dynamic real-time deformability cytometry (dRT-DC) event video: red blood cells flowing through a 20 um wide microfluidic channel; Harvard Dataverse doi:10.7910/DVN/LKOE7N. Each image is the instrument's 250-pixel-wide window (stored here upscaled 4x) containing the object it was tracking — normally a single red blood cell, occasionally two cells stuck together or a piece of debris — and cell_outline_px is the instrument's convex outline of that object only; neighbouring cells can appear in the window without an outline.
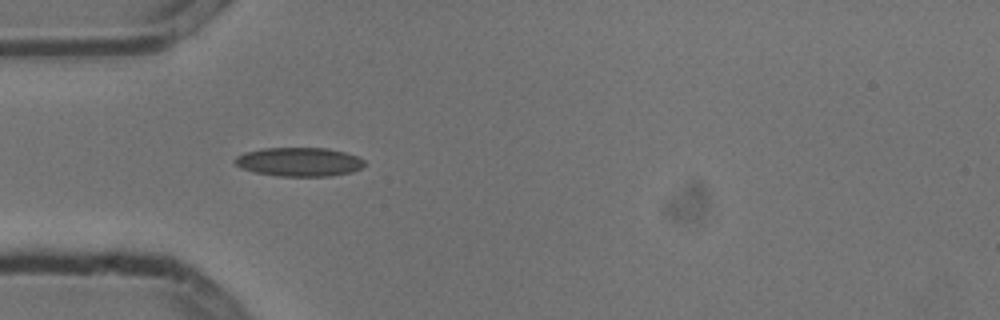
{"species": "common noctule bat (a hibernating species)", "species_latin": "Nyctalus noctula", "temperature_condition": "cold", "stored_images_in_passage": 4, "camera_frame_rate_fps": 3000, "um_per_image_px": 0.085, "animal": {"sex": "male", "body_mass_g": 13.3}, "frame": {"image": 1, "passage_image": 1, "time_ms": 0.0, "image_size_px": [1000, 320], "cell_outline_px": [[364, 164], [360, 168], [352, 172], [328, 176], [276, 176], [256, 172], [240, 168], [232, 160], [236, 156], [244, 152], [264, 148], [328, 148], [344, 152], [356, 156], [364, 160]], "centroid_in_image_um": [25.38, 13.76], "position_along_channel_um": 59.6, "area_um2": 21.79}}
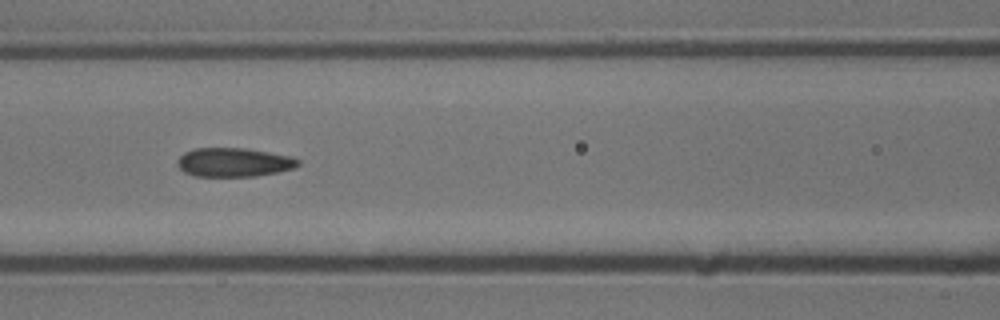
{"frame": {"image": 2, "passage_image": 3, "time_ms": 0.667, "image_size_px": [1000, 320], "cell_outline_px": [[300, 164], [296, 168], [256, 176], [196, 176], [184, 172], [176, 164], [176, 160], [184, 152], [196, 148], [244, 148], [292, 156], [300, 160]], "centroid_in_image_um": [19.88, 13.79], "position_along_channel_um": 146.7, "area_um2": 20.4}}
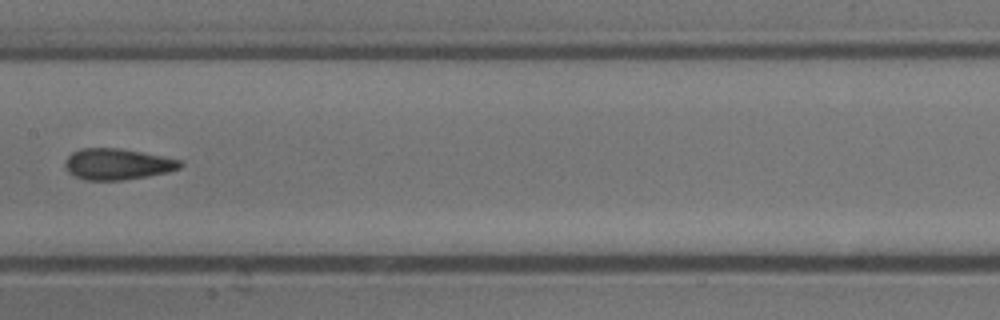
{"frame": {"image": 3, "passage_image": 4, "time_ms": 1.0, "image_size_px": [1000, 320], "cell_outline_px": [[184, 164], [180, 168], [168, 172], [124, 180], [88, 180], [76, 176], [68, 172], [64, 168], [64, 164], [68, 156], [72, 152], [80, 148], [120, 148], [180, 160]], "centroid_in_image_um": [9.95, 13.95], "position_along_channel_um": 197.4, "area_um2": 20.75}}